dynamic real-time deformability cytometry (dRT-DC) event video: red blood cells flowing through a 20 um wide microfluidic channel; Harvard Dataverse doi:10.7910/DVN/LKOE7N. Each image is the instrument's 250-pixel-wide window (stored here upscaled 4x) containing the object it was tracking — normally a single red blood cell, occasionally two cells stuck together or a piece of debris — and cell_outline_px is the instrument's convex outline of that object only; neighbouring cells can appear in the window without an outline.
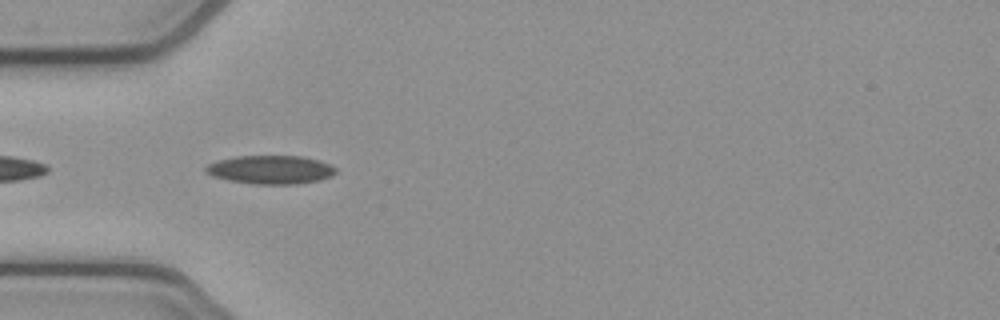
{"species": "common noctule bat (a hibernating species)", "species_latin": "Nyctalus noctula", "temperature_condition": "cold", "stored_images_in_passage": 5, "camera_frame_rate_fps": 3000, "um_per_image_px": 0.085, "animal": {"sex": "female", "body_mass_g": 21.9}, "frame": {"image": 1, "passage_image": 5, "time_ms": 1.333, "image_size_px": [1000, 320], "cell_outline_px": [[336, 172], [332, 176], [320, 180], [296, 184], [256, 184], [228, 180], [212, 176], [204, 172], [204, 168], [208, 164], [216, 160], [236, 156], [300, 156], [320, 160], [336, 168]], "centroid_in_image_um": [22.98, 14.42], "position_along_channel_um": 62.0, "area_um2": 21.73}}